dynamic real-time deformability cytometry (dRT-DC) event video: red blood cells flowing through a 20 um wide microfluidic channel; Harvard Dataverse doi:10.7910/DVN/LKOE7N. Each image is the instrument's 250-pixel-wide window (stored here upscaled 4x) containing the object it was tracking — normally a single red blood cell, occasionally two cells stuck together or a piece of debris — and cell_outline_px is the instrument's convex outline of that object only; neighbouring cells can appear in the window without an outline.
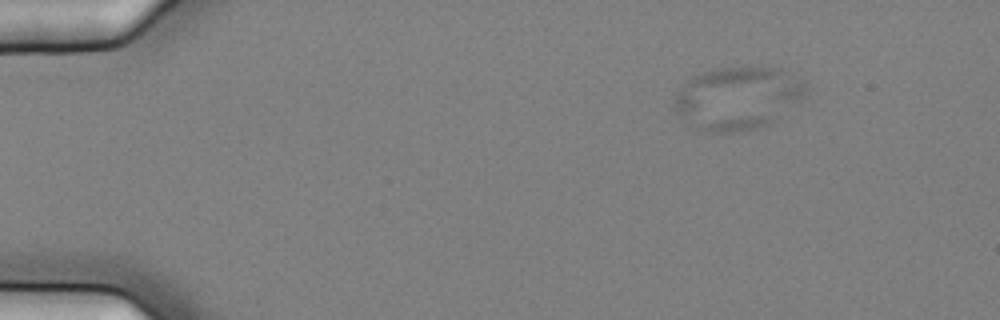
{"species": "common noctule bat (a hibernating species)", "species_latin": "Nyctalus noctula", "temperature_condition": "cold", "stored_images_in_passage": 5, "camera_frame_rate_fps": 3000, "um_per_image_px": 0.085, "animal": {"sex": "female", "body_mass_g": 25.1}, "frame": {"image": 1, "passage_image": 1, "time_ms": 0.0, "image_size_px": [1000, 320], "cell_outline_px": [[804, 92], [800, 100], [776, 120], [768, 124], [756, 128], [732, 132], [704, 132], [688, 124], [676, 112], [676, 92], [692, 76], [712, 68], [780, 68], [804, 84]], "centroid_in_image_um": [62.64, 8.36], "position_along_channel_um": 22.4, "area_um2": 47.4}}
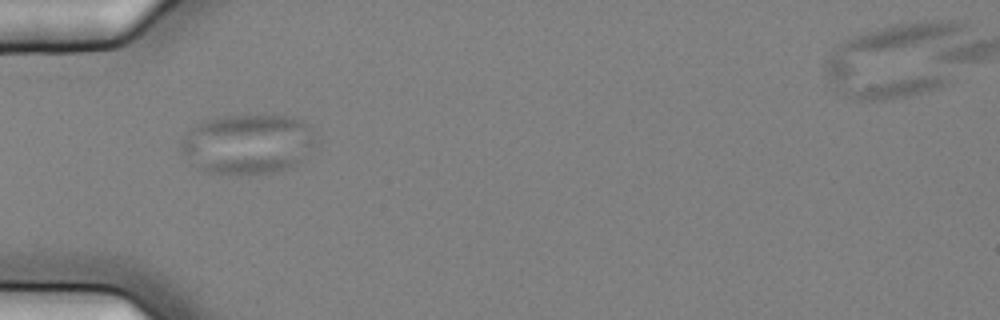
{"frame": {"image": 2, "passage_image": 4, "time_ms": 1.0, "image_size_px": [1000, 320], "cell_outline_px": [[320, 144], [292, 168], [272, 172], [236, 176], [204, 172], [196, 168], [180, 152], [180, 140], [196, 124], [204, 120], [216, 116], [288, 116], [304, 120], [312, 128], [320, 140]], "centroid_in_image_um": [21.1, 12.27], "position_along_channel_um": 63.9, "area_um2": 48.49}}
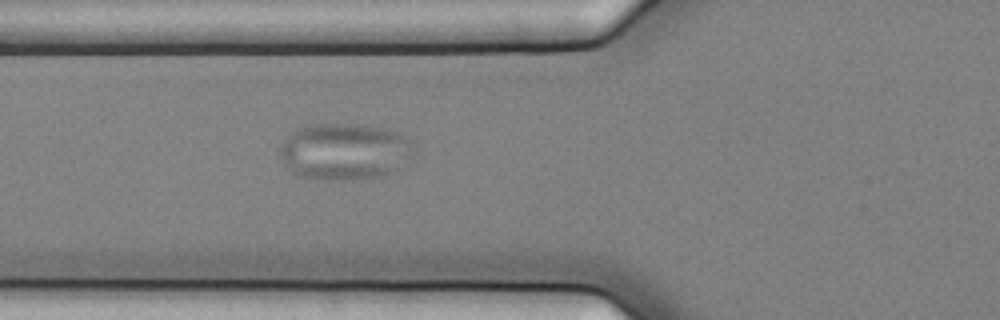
{"frame": {"image": 3, "passage_image": 5, "time_ms": 1.333, "image_size_px": [1000, 320], "cell_outline_px": [[404, 140], [388, 172], [376, 176], [344, 180], [328, 180], [296, 176], [284, 164], [280, 156], [280, 144], [296, 128], [316, 124], [348, 124], [380, 128], [396, 132]], "centroid_in_image_um": [28.89, 12.87], "position_along_channel_um": 96.9, "area_um2": 40.98}}